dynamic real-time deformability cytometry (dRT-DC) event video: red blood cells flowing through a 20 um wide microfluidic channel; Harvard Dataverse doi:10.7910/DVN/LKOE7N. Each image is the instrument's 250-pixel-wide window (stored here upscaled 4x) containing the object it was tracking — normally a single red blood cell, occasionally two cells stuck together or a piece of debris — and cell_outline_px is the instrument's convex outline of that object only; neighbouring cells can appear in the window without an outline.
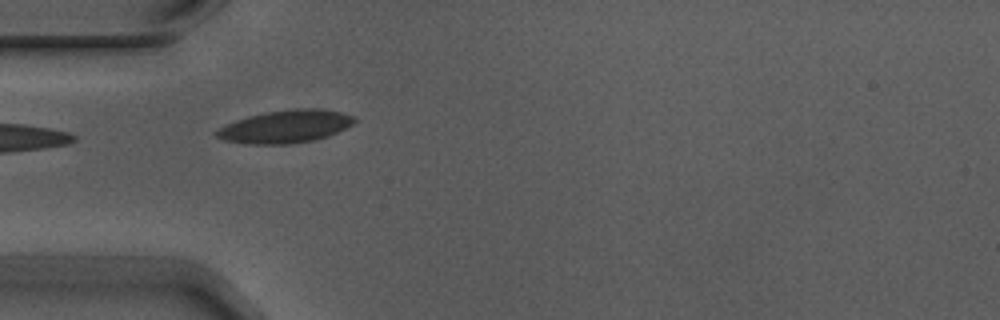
{"species": "Egyptian fruit bat (a non-hibernating species)", "species_latin": "Rousettus aegyptiacus", "temperature_condition": "warm", "stored_images_in_passage": 5, "camera_frame_rate_fps": 3000, "um_per_image_px": 0.085, "animal": {"sex": "male"}, "frame": {"image": 1, "passage_image": 1, "time_ms": 0.0, "image_size_px": [1000, 320], "cell_outline_px": [[356, 120], [352, 124], [328, 136], [312, 140], [288, 144], [248, 144], [224, 140], [216, 136], [212, 132], [236, 120], [248, 116], [264, 112], [296, 108], [316, 108], [340, 112], [356, 116]], "centroid_in_image_um": [24.25, 10.75], "position_along_channel_um": 60.7, "area_um2": 26.18}}
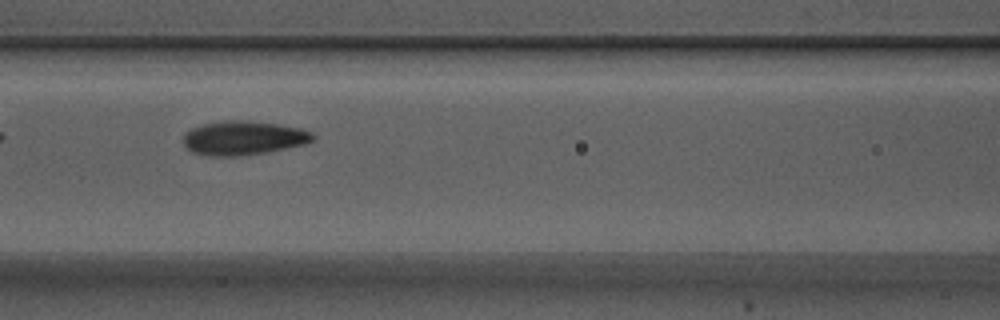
{"frame": {"image": 2, "passage_image": 3, "time_ms": 0.667, "image_size_px": [1000, 320], "cell_outline_px": [[316, 140], [304, 144], [264, 152], [236, 156], [212, 156], [192, 152], [184, 144], [184, 132], [192, 128], [204, 124], [224, 120], [244, 120], [276, 124], [300, 128], [312, 132], [316, 136]], "centroid_in_image_um": [20.7, 11.72], "position_along_channel_um": 145.9, "area_um2": 25.49}}
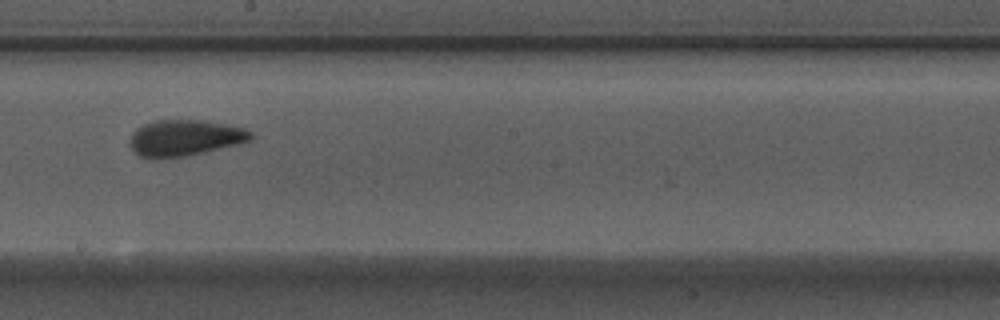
{"frame": {"image": 3, "passage_image": 5, "time_ms": 1.333, "image_size_px": [1000, 320], "cell_outline_px": [[256, 136], [252, 140], [204, 152], [184, 156], [156, 160], [152, 160], [140, 156], [128, 144], [128, 140], [132, 132], [136, 128], [144, 124], [156, 120], [204, 120], [244, 128], [252, 132]], "centroid_in_image_um": [15.67, 11.73], "position_along_channel_um": 232.5, "area_um2": 25.78}}